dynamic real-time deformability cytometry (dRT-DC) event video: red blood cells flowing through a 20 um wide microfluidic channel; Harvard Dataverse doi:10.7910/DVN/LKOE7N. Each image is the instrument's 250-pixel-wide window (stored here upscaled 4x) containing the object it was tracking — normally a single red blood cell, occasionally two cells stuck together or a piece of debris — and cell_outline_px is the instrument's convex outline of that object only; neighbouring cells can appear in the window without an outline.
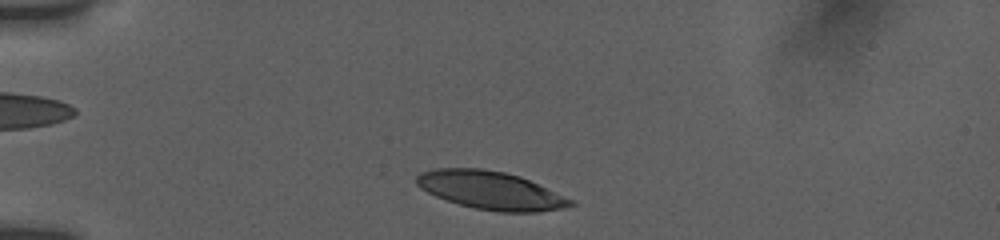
{"species": "human", "species_latin": "Homo sapiens", "temperature_condition": "room temperature", "stored_images_in_passage": 12, "camera_frame_rate_fps": 3000, "um_per_image_px": 0.085, "donor": {"sex": "female"}, "frame": {"image": 1, "passage_image": 5, "time_ms": 0.667, "image_size_px": [1000, 240], "cell_outline_px": [[576, 204], [560, 208], [540, 212], [500, 212], [476, 208], [460, 204], [436, 196], [420, 188], [416, 184], [416, 176], [420, 172], [436, 168], [480, 168], [504, 172], [520, 176], [576, 200]], "centroid_in_image_um": [41.73, 16.17], "position_along_channel_um": 43.3, "area_um2": 34.16}}